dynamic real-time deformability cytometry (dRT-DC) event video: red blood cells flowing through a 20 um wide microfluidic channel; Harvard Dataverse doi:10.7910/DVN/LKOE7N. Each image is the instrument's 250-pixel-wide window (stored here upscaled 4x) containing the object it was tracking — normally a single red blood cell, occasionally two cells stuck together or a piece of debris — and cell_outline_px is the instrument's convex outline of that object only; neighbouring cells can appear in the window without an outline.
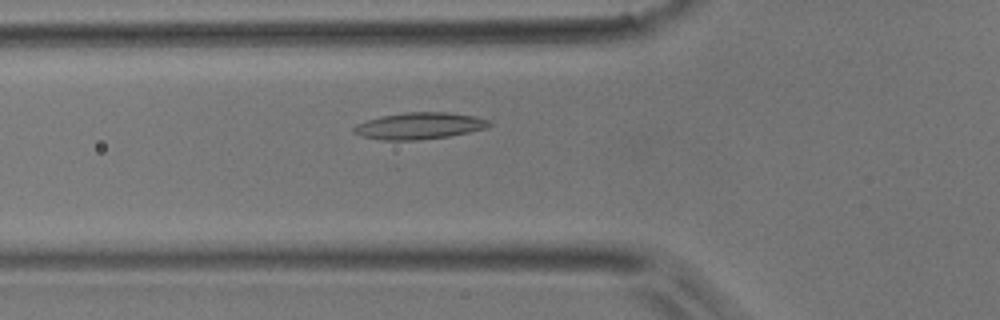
{"species": "common noctule bat (a hibernating species)", "species_latin": "Nyctalus noctula", "temperature_condition": "room temperature", "stored_images_in_passage": 36, "camera_frame_rate_fps": 3000, "um_per_image_px": 0.085, "animal": {"sex": "male", "body_mass_g": 17.9}, "frame": {"image": 1, "passage_image": 3, "time_ms": 0.667, "image_size_px": [1000, 320], "cell_outline_px": [[492, 124], [484, 128], [468, 132], [448, 136], [420, 140], [380, 140], [360, 136], [352, 132], [352, 128], [356, 124], [364, 120], [380, 116], [404, 112], [452, 112], [492, 120]], "centroid_in_image_um": [35.58, 10.69], "position_along_channel_um": 90.2, "area_um2": 21.27}}
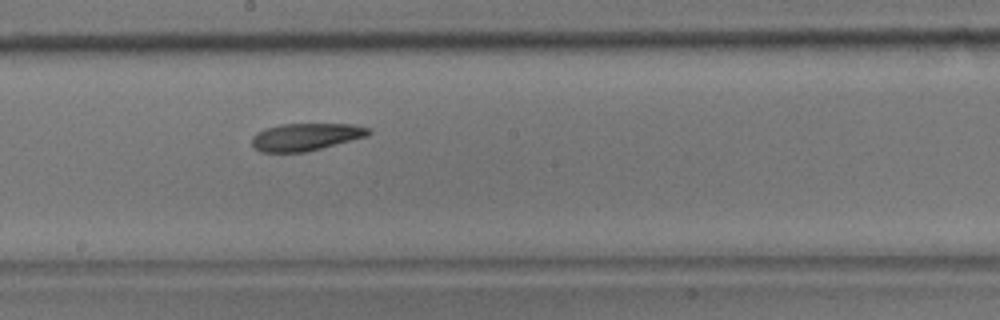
{"frame": {"image": 2, "passage_image": 13, "time_ms": 4.0, "image_size_px": [1000, 320], "cell_outline_px": [[372, 132], [368, 136], [304, 152], [260, 152], [252, 144], [252, 136], [256, 132], [264, 128], [280, 124], [352, 124], [372, 128]], "centroid_in_image_um": [25.99, 11.62], "position_along_channel_um": 222.2, "area_um2": 18.67}}
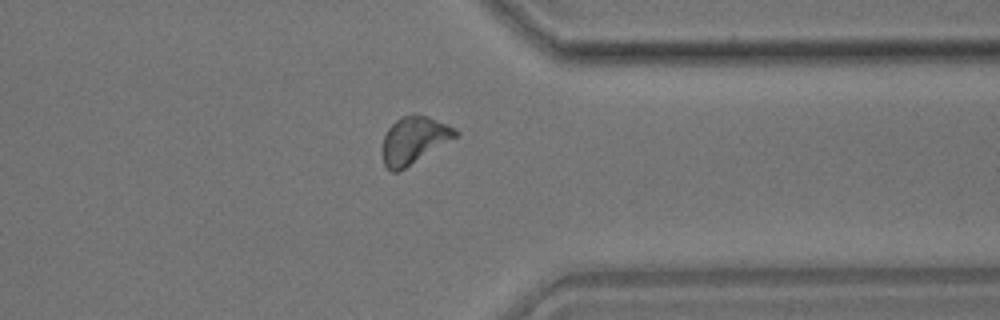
{"frame": {"image": 3, "passage_image": 25, "time_ms": 8.0, "image_size_px": [1000, 320], "cell_outline_px": [[460, 136], [404, 168], [396, 172], [392, 172], [384, 164], [384, 136], [388, 128], [396, 120], [404, 116], [424, 116], [456, 128], [460, 132]], "centroid_in_image_um": [35.24, 11.92], "position_along_channel_um": 376.2, "area_um2": 19.48}}